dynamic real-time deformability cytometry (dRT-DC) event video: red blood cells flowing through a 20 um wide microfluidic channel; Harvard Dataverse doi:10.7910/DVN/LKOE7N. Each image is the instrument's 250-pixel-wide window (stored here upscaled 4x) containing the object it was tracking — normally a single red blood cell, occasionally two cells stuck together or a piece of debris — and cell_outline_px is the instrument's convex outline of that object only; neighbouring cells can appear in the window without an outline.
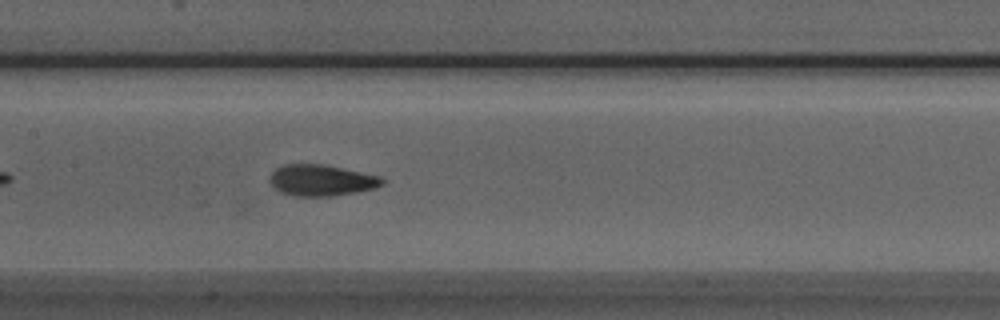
{"species": "Egyptian fruit bat (a non-hibernating species)", "species_latin": "Rousettus aegyptiacus", "temperature_condition": "room temperature", "stored_images_in_passage": 28, "camera_frame_rate_fps": 3000, "um_per_image_px": 0.085, "animal": {"sex": "male"}, "frame": {"image": 1, "passage_image": 9, "time_ms": 2.667, "image_size_px": [1000, 320], "cell_outline_px": [[384, 184], [376, 188], [356, 192], [332, 196], [292, 196], [280, 192], [268, 180], [272, 172], [276, 168], [284, 164], [324, 164], [380, 176], [384, 180]], "centroid_in_image_um": [27.31, 15.32], "position_along_channel_um": 180.1, "area_um2": 20.52}}
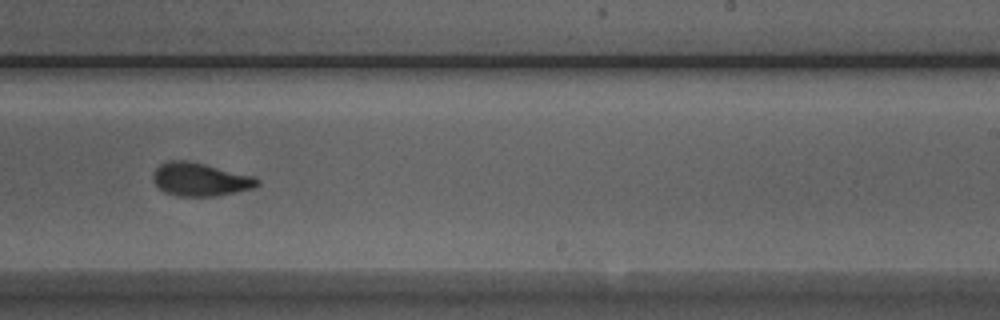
{"frame": {"image": 2, "passage_image": 16, "time_ms": 5.0, "image_size_px": [1000, 320], "cell_outline_px": [[260, 184], [256, 188], [216, 196], [176, 196], [164, 192], [152, 180], [152, 172], [160, 164], [168, 160], [188, 160], [256, 176], [260, 180]], "centroid_in_image_um": [17.04, 15.24], "position_along_channel_um": 272.0, "area_um2": 20.58}}
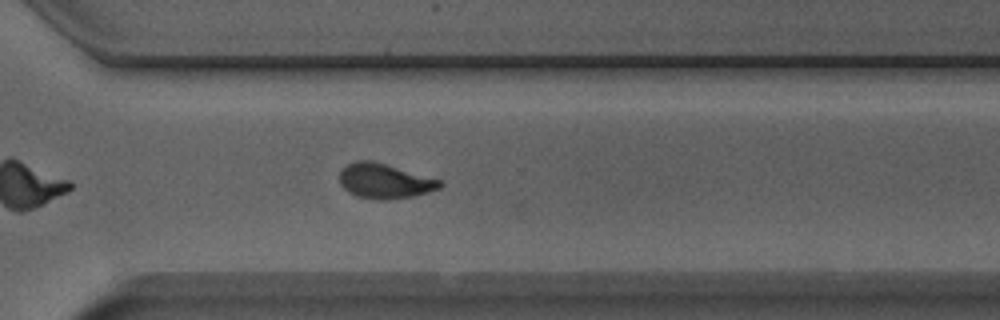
{"frame": {"image": 3, "passage_image": 21, "time_ms": 6.667, "image_size_px": [1000, 320], "cell_outline_px": [[444, 184], [440, 188], [428, 192], [412, 196], [384, 200], [380, 200], [356, 196], [348, 192], [340, 184], [340, 172], [348, 164], [356, 160], [372, 160], [440, 180]], "centroid_in_image_um": [32.68, 15.39], "position_along_channel_um": 337.9, "area_um2": 20.17}}